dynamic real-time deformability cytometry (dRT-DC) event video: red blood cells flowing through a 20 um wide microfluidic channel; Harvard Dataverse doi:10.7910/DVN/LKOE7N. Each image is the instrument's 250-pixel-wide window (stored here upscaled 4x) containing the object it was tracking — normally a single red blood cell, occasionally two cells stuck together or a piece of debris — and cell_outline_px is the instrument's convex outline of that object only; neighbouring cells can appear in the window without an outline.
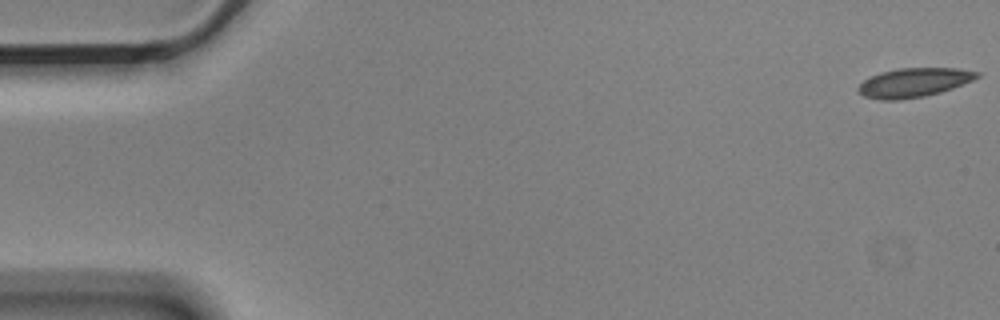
{"species": "Egyptian fruit bat (a non-hibernating species)", "species_latin": "Rousettus aegyptiacus", "temperature_condition": "cold", "stored_images_in_passage": 5, "camera_frame_rate_fps": 3000, "um_per_image_px": 0.085, "animal": {"sex": "male"}, "frame": {"image": 1, "passage_image": 1, "time_ms": 0.0, "image_size_px": [1000, 320], "cell_outline_px": [[980, 76], [972, 80], [952, 88], [940, 92], [924, 96], [900, 100], [880, 100], [864, 96], [856, 88], [864, 80], [880, 72], [896, 68], [960, 68], [980, 72]], "centroid_in_image_um": [77.67, 7.01], "position_along_channel_um": 7.3, "area_um2": 20.11}}
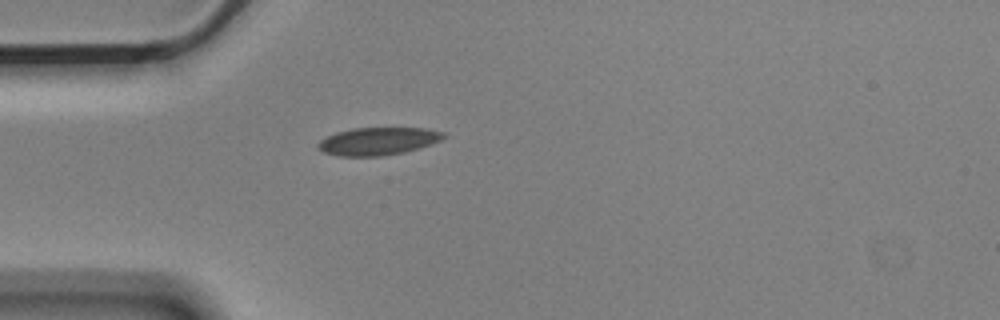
{"frame": {"image": 2, "passage_image": 5, "time_ms": 1.333, "image_size_px": [1000, 320], "cell_outline_px": [[448, 136], [440, 140], [404, 152], [380, 156], [336, 156], [324, 152], [316, 148], [316, 144], [320, 140], [336, 132], [352, 128], [424, 128], [444, 132]], "centroid_in_image_um": [32.08, 12.0], "position_along_channel_um": 52.9, "area_um2": 20.17}}